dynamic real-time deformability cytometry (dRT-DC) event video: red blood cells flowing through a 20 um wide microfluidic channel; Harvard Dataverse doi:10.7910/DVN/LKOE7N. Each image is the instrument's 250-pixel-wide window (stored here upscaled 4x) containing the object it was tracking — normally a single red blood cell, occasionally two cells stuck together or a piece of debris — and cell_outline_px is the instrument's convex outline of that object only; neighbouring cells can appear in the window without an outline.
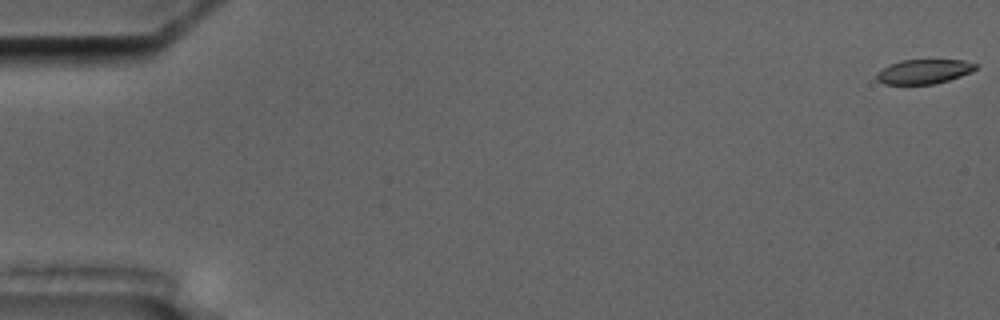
{"species": "common noctule bat (a hibernating species)", "species_latin": "Nyctalus noctula", "temperature_condition": "cold", "stored_images_in_passage": 11, "camera_frame_rate_fps": 3000, "um_per_image_px": 0.085, "animal": {"sex": "male", "body_mass_g": 17.5, "forearm_length_mm": 52.3}, "frame": {"image": 1, "passage_image": 1, "time_ms": 0.0, "image_size_px": [1000, 320], "cell_outline_px": [[980, 64], [972, 72], [948, 80], [932, 84], [884, 84], [876, 80], [876, 72], [900, 60], [964, 60]], "centroid_in_image_um": [78.55, 6.08], "position_along_channel_um": 6.4, "area_um2": 14.1}}
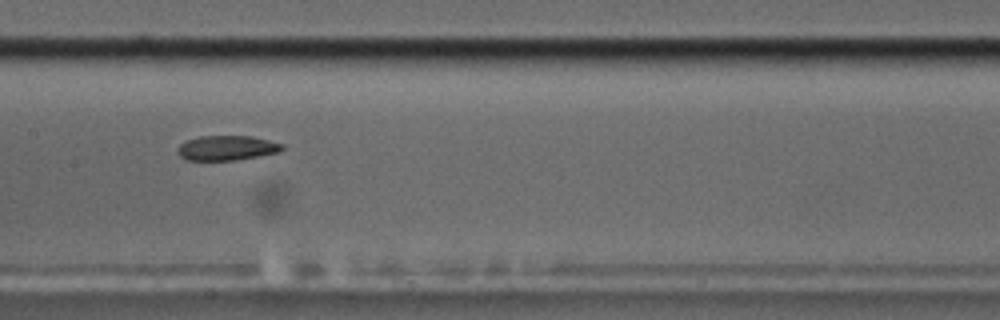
{"frame": {"image": 2, "passage_image": 8, "time_ms": 9.667, "image_size_px": [1000, 320], "cell_outline_px": [[284, 148], [280, 152], [260, 156], [236, 160], [184, 160], [176, 152], [176, 148], [180, 144], [188, 140], [200, 136], [252, 136], [284, 144]], "centroid_in_image_um": [19.28, 12.58], "position_along_channel_um": 188.1, "area_um2": 15.26}}
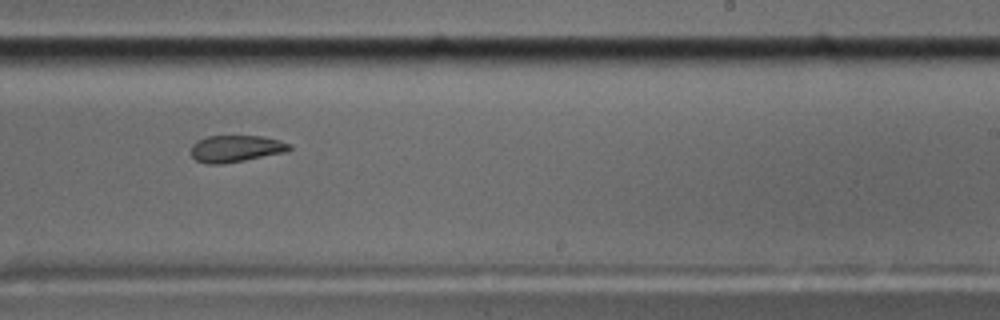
{"frame": {"image": 3, "passage_image": 10, "time_ms": 12.0, "image_size_px": [1000, 320], "cell_outline_px": [[292, 148], [288, 152], [244, 160], [220, 164], [208, 164], [196, 160], [192, 156], [192, 144], [196, 140], [208, 136], [260, 136], [280, 140], [292, 144]], "centroid_in_image_um": [20.08, 12.63], "position_along_channel_um": 268.9, "area_um2": 15.43}}